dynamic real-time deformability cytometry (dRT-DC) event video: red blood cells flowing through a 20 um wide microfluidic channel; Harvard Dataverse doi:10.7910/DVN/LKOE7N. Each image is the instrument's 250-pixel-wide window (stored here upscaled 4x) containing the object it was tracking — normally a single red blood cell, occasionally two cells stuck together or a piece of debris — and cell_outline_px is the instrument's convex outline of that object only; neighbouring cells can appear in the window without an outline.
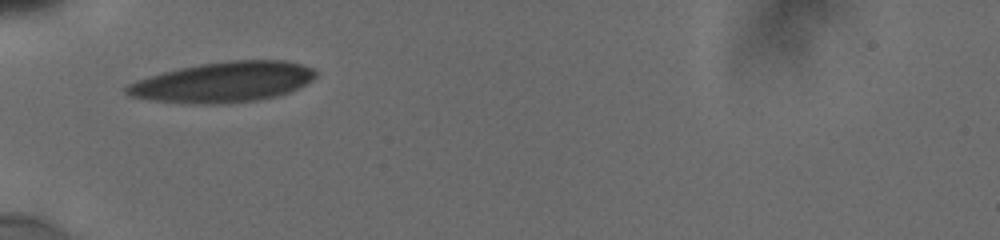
{"species": "human", "species_latin": "Homo sapiens", "temperature_condition": "cold", "stored_images_in_passage": 29, "camera_frame_rate_fps": 3000, "um_per_image_px": 0.085, "donor": {"sex": "male"}, "frame": {"image": 1, "passage_image": 1, "time_ms": 0.0, "image_size_px": [1000, 240], "cell_outline_px": [[316, 76], [312, 80], [288, 92], [276, 96], [256, 100], [156, 100], [132, 96], [124, 92], [124, 88], [128, 84], [136, 80], [148, 76], [180, 68], [200, 64], [228, 60], [288, 60], [304, 64], [312, 68], [316, 72]], "centroid_in_image_um": [19.05, 6.89], "position_along_channel_um": 65.9, "area_um2": 42.43}}
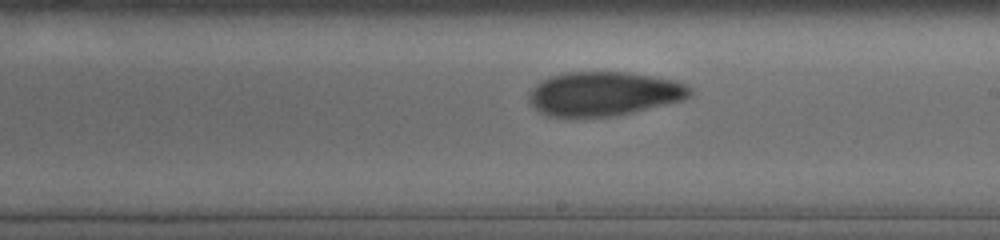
{"frame": {"image": 2, "passage_image": 15, "time_ms": 4.667, "image_size_px": [1000, 240], "cell_outline_px": [[692, 92], [688, 96], [680, 100], [612, 116], [548, 116], [540, 112], [528, 104], [528, 92], [540, 80], [552, 76], [568, 72], [624, 72], [652, 76], [676, 80], [692, 88]], "centroid_in_image_um": [51.25, 7.95], "position_along_channel_um": 237.7, "area_um2": 40.92}}
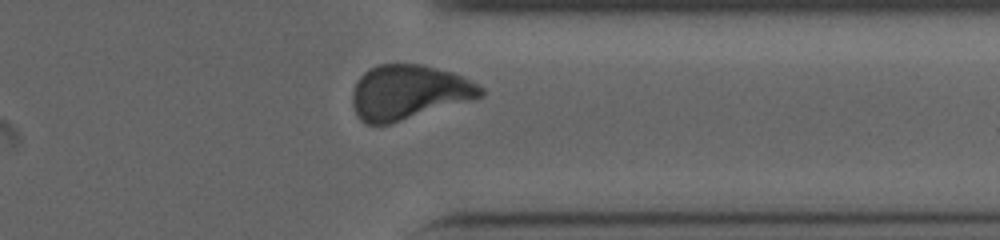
{"frame": {"image": 3, "passage_image": 26, "time_ms": 8.333, "image_size_px": [1000, 240], "cell_outline_px": [[484, 96], [472, 100], [388, 124], [368, 124], [360, 120], [356, 116], [352, 104], [352, 92], [360, 76], [368, 68], [380, 64], [424, 64], [452, 72], [484, 88]], "centroid_in_image_um": [34.71, 7.83], "position_along_channel_um": 376.7, "area_um2": 40.69}, "authors_computed_cell_mechanics": {"area_um2": 40.9224, "velocity_mm_per_s": 3.8065, "shape_relaxation_time_tau1_ms": 4.887, "shape_relaxation_time_tau2_ms": 3.4266, "deformation_change_tau1": 0.1526, "deformation_change_tau2": 0.0875}}